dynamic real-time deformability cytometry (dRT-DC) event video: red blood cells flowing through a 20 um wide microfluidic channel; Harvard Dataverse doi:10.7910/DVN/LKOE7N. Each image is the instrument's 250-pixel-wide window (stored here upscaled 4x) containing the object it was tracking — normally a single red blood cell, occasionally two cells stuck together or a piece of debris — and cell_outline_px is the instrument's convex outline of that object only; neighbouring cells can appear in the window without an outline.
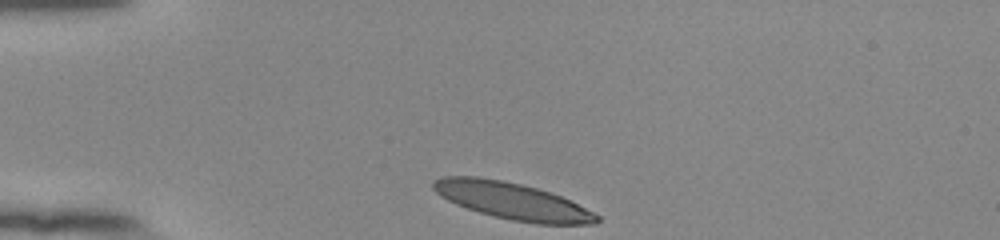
{"species": "human", "species_latin": "Homo sapiens", "temperature_condition": "room temperature", "stored_images_in_passage": 33, "camera_frame_rate_fps": 3000, "um_per_image_px": 0.085, "donor": {"sex": "female"}, "frame": {"image": 1, "passage_image": 1, "time_ms": 0.0, "image_size_px": [1000, 240], "cell_outline_px": [[600, 220], [596, 224], [536, 224], [512, 220], [480, 212], [456, 204], [440, 196], [432, 188], [432, 180], [444, 176], [476, 176], [504, 180], [552, 192], [600, 216]], "centroid_in_image_um": [43.51, 17.07], "position_along_channel_um": 41.5, "area_um2": 34.85}}
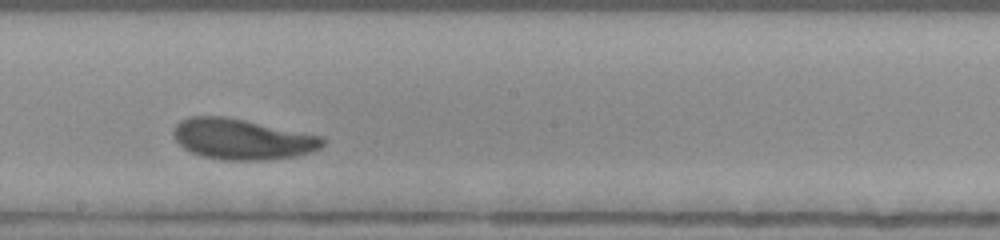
{"frame": {"image": 2, "passage_image": 19, "time_ms": 6.0, "image_size_px": [1000, 240], "cell_outline_px": [[324, 144], [320, 148], [312, 152], [296, 156], [268, 160], [220, 160], [204, 156], [192, 152], [184, 148], [176, 140], [172, 132], [176, 124], [180, 120], [188, 116], [224, 116], [244, 120], [320, 136], [324, 140]], "centroid_in_image_um": [20.55, 11.83], "position_along_channel_um": 227.6, "area_um2": 35.14}}
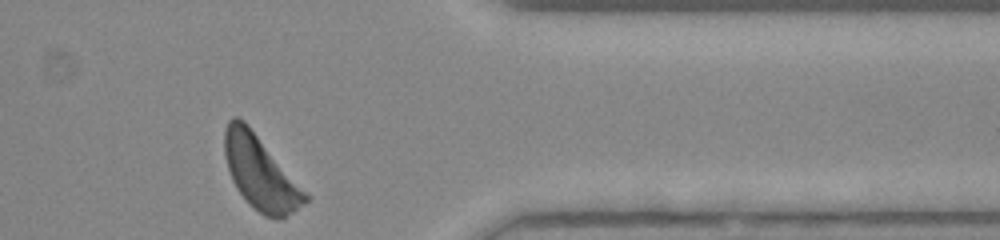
{"frame": {"image": 3, "passage_image": 33, "time_ms": 10.667, "image_size_px": [1000, 240], "cell_outline_px": [[308, 200], [304, 204], [280, 220], [276, 220], [264, 216], [248, 204], [236, 188], [232, 180], [228, 168], [224, 152], [224, 128], [228, 120], [232, 116], [236, 116], [244, 120], [308, 192]], "centroid_in_image_um": [22.13, 14.69], "position_along_channel_um": 389.3, "area_um2": 34.8}, "authors_computed_cell_mechanics": {"area_um2": 35.1424, "velocity_mm_per_s": 3.7509, "shape_relaxation_time_tau1_ms": 2.48, "shape_relaxation_time_tau2_ms": 3.8076, "deformation_change_tau1": 0.1457, "deformation_change_tau2": 0.0819}}